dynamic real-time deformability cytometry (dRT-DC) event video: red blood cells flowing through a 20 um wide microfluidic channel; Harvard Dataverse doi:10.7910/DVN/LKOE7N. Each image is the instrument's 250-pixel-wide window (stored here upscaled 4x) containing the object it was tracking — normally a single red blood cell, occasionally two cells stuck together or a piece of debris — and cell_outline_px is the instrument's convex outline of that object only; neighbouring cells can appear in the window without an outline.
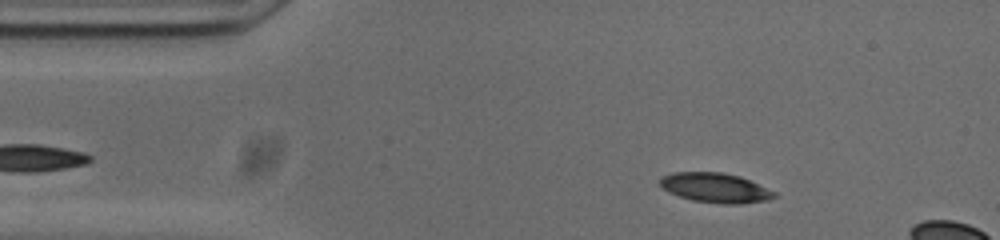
{"species": "common noctule bat (a hibernating species)", "species_latin": "Nyctalus noctula", "temperature_condition": "cold", "stored_images_in_passage": 13, "camera_frame_rate_fps": 3000, "um_per_image_px": 0.085, "animal": {"sex": "male", "body_mass_g": 20.0, "forearm_length_mm": 53.3}, "frame": {"image": 1, "passage_image": 6, "time_ms": 1.667, "image_size_px": [1000, 240], "cell_outline_px": [[776, 196], [768, 200], [740, 204], [724, 204], [692, 200], [668, 192], [660, 184], [660, 176], [672, 172], [724, 172], [740, 176], [776, 192]], "centroid_in_image_um": [60.8, 15.95], "position_along_channel_um": 24.2, "area_um2": 19.77}}